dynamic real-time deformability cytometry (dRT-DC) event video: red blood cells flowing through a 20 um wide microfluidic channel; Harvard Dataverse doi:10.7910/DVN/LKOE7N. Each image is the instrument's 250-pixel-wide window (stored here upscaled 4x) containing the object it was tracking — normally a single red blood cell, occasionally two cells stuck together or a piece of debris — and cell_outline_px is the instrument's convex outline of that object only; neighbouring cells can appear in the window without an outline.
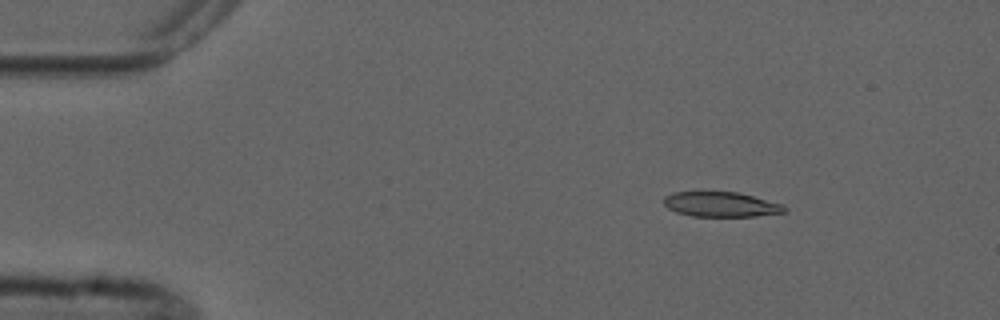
{"species": "common noctule bat (a hibernating species)", "species_latin": "Nyctalus noctula", "temperature_condition": "cold", "stored_images_in_passage": 5, "camera_frame_rate_fps": 3000, "um_per_image_px": 0.085, "animal": {"sex": "male", "forearm_length_mm": 52.5}, "frame": {"image": 1, "passage_image": 3, "time_ms": 2.333, "image_size_px": [1000, 320], "cell_outline_px": [[788, 212], [756, 216], [692, 216], [676, 212], [668, 208], [664, 204], [664, 196], [672, 192], [736, 192], [752, 196], [780, 204], [788, 208]], "centroid_in_image_um": [61.27, 17.38], "position_along_channel_um": 23.7, "area_um2": 17.4}}